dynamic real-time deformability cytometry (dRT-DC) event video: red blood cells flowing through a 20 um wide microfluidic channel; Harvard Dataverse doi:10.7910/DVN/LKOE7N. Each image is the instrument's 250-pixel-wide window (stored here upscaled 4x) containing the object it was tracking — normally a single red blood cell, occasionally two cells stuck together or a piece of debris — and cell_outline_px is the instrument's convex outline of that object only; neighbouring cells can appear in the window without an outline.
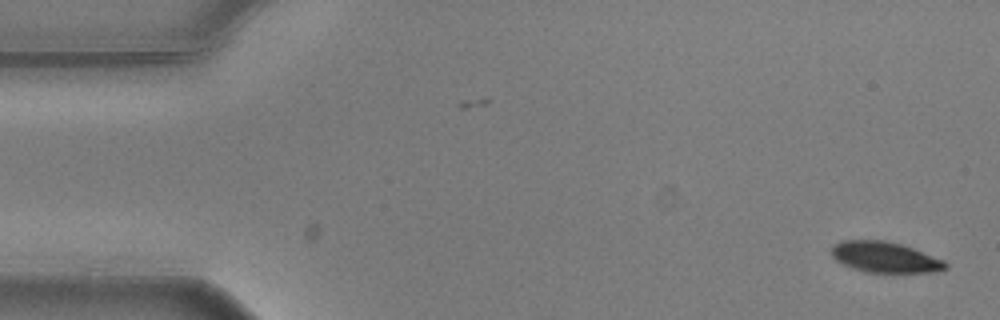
{"species": "common noctule bat (a hibernating species)", "species_latin": "Nyctalus noctula", "temperature_condition": "warm", "stored_images_in_passage": 55, "camera_frame_rate_fps": 3000, "um_per_image_px": 0.085, "animal": {"sex": "male", "body_mass_g": 20.5, "forearm_length_mm": 52.5}, "frame": {"image": 1, "passage_image": 1, "time_ms": 0.0, "image_size_px": [1000, 320], "cell_outline_px": [[948, 268], [936, 272], [864, 272], [852, 268], [836, 260], [832, 256], [832, 244], [840, 240], [884, 240], [900, 244], [912, 248], [944, 260], [948, 264]], "centroid_in_image_um": [75.21, 21.86], "position_along_channel_um": 9.8, "area_um2": 20.4}}
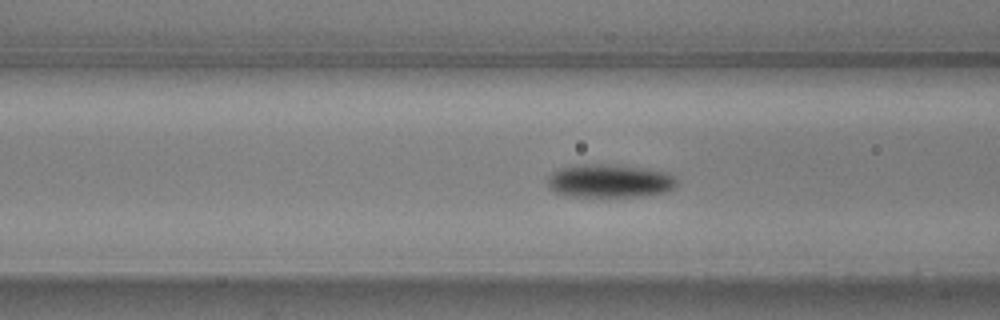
{"frame": {"image": 2, "passage_image": 20, "time_ms": 6.333, "image_size_px": [1000, 320], "cell_outline_px": [[680, 184], [664, 192], [640, 196], [568, 196], [556, 192], [548, 188], [548, 176], [556, 168], [580, 164], [608, 164], [648, 168], [668, 172]], "centroid_in_image_um": [51.8, 15.36], "position_along_channel_um": 114.8, "area_um2": 25.26}}
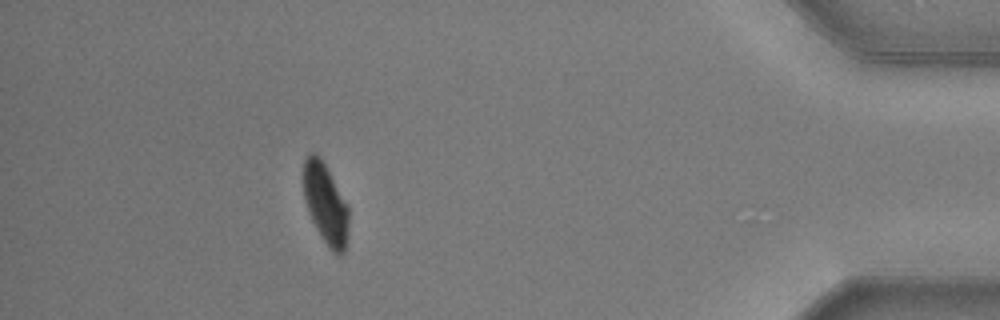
{"frame": {"image": 3, "passage_image": 49, "time_ms": 16.0, "image_size_px": [1000, 320], "cell_outline_px": [[348, 236], [344, 252], [340, 256], [336, 256], [332, 252], [320, 236], [308, 212], [304, 200], [300, 176], [304, 160], [308, 152], [316, 152], [320, 156], [348, 204]], "centroid_in_image_um": [27.63, 17.28], "position_along_channel_um": 407.6, "area_um2": 22.08}, "authors_computed_cell_mechanics": {"area_um2": 23.5246, "velocity_mm_per_s": 3.6078, "shape_relaxation_time_tau1_ms": 2.7463, "shape_relaxation_time_tau2_ms": 5.441, "deformation_change_tau1": 0.1319, "deformation_change_tau2": 0.0437}}